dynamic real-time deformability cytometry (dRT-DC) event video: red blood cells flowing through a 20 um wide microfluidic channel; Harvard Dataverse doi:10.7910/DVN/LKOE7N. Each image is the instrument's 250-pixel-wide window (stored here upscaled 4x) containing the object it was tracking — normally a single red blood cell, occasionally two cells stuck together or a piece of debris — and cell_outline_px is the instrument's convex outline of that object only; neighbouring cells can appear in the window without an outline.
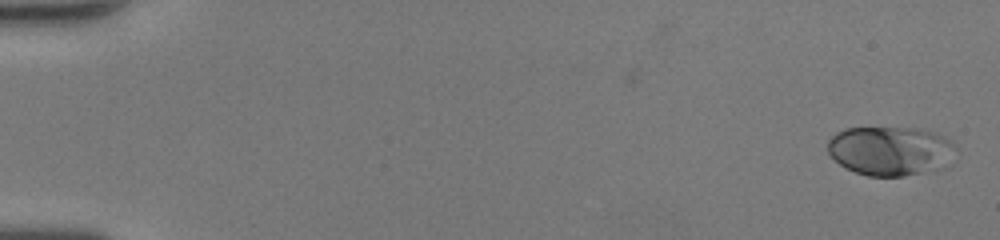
{"species": "human", "species_latin": "Homo sapiens", "temperature_condition": "room temperature", "stored_images_in_passage": 46, "camera_frame_rate_fps": 3000, "um_per_image_px": 0.085, "donor": {"sex": "female"}, "frame": {"image": 1, "passage_image": 1, "time_ms": 0.0, "image_size_px": [1000, 240], "cell_outline_px": [[956, 148], [920, 172], [904, 176], [868, 176], [844, 168], [828, 152], [828, 140], [836, 132], [844, 128], [916, 128], [936, 132], [952, 140]], "centroid_in_image_um": [75.49, 12.76], "position_along_channel_um": 9.5, "area_um2": 35.2}}
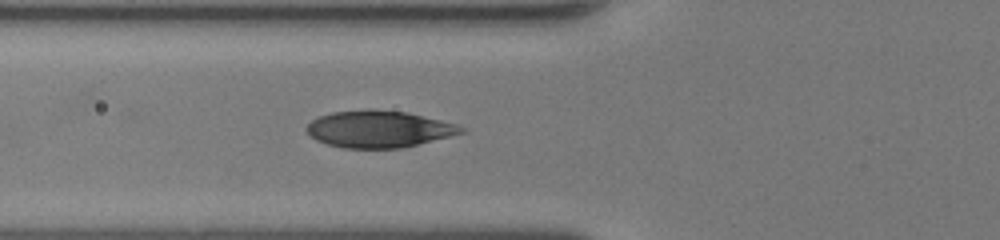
{"frame": {"image": 2, "passage_image": 25, "time_ms": 8.0, "image_size_px": [1000, 240], "cell_outline_px": [[464, 132], [404, 148], [344, 148], [328, 144], [316, 140], [304, 128], [312, 120], [320, 116], [332, 112], [368, 108], [372, 108], [408, 112], [456, 124], [464, 128]], "centroid_in_image_um": [32.18, 10.96], "position_along_channel_um": 93.6, "area_um2": 33.23}}
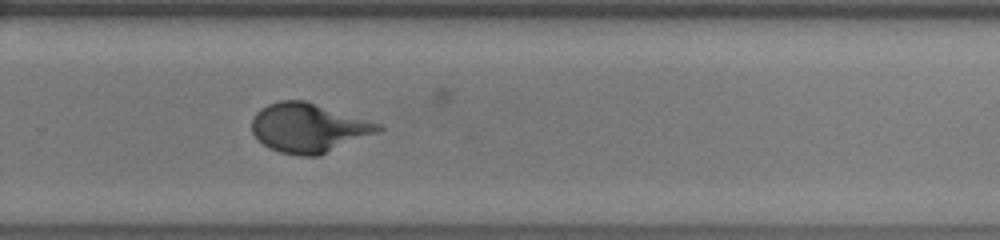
{"frame": {"image": 3, "passage_image": 40, "time_ms": 13.0, "image_size_px": [1000, 240], "cell_outline_px": [[384, 128], [376, 132], [320, 156], [300, 156], [280, 152], [268, 148], [256, 140], [252, 132], [252, 116], [260, 108], [268, 104], [280, 100], [304, 100], [368, 120], [380, 124]], "centroid_in_image_um": [26.15, 10.87], "position_along_channel_um": 303.6, "area_um2": 36.13}}